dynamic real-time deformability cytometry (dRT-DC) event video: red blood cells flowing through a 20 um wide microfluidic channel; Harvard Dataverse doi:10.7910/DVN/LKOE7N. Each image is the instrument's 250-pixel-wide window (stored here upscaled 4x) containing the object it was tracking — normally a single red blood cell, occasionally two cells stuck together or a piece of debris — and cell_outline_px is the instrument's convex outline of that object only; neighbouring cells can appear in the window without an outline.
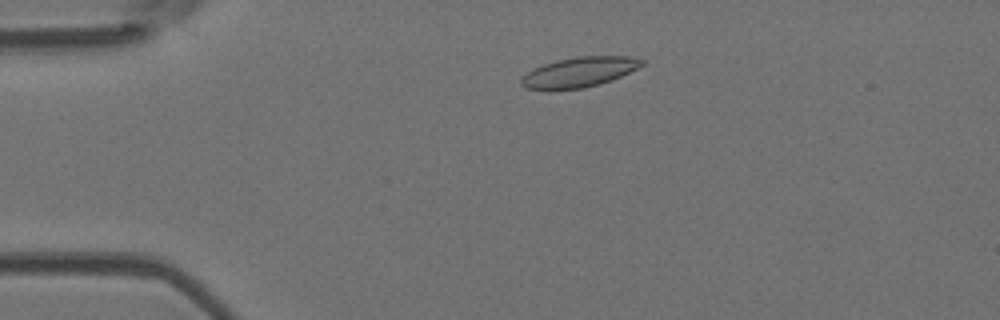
{"species": "Egyptian fruit bat (a non-hibernating species)", "species_latin": "Rousettus aegyptiacus", "temperature_condition": "room temperature", "stored_images_in_passage": 49, "camera_frame_rate_fps": 3000, "um_per_image_px": 0.085, "animal": {"sex": "female"}, "frame": {"image": 1, "passage_image": 8, "time_ms": 2.333, "image_size_px": [1000, 320], "cell_outline_px": [[644, 64], [612, 80], [600, 84], [584, 88], [548, 92], [524, 88], [520, 84], [520, 80], [528, 72], [544, 64], [556, 60], [576, 56], [628, 56], [644, 60]], "centroid_in_image_um": [49.17, 6.17], "position_along_channel_um": 35.8, "area_um2": 21.44}}
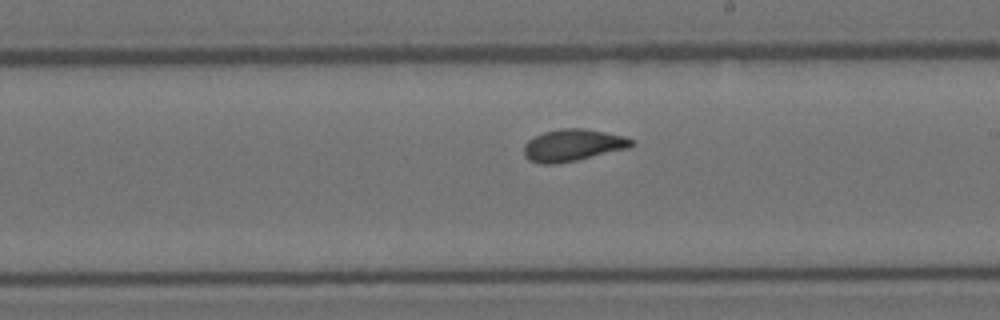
{"frame": {"image": 2, "passage_image": 27, "time_ms": 8.667, "image_size_px": [1000, 320], "cell_outline_px": [[636, 144], [628, 148], [576, 160], [552, 164], [540, 164], [528, 160], [524, 156], [524, 144], [528, 140], [544, 132], [560, 128], [584, 128], [624, 136], [636, 140]], "centroid_in_image_um": [48.69, 12.34], "position_along_channel_um": 240.3, "area_um2": 20.06}}
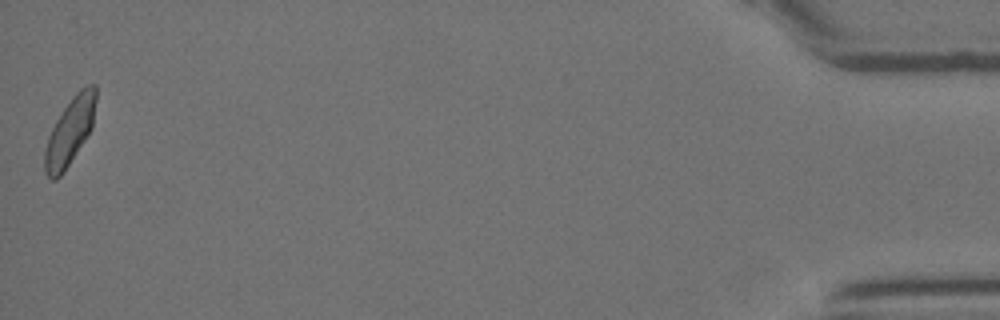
{"frame": {"image": 3, "passage_image": 49, "time_ms": 16.0, "image_size_px": [1000, 320], "cell_outline_px": [[96, 100], [92, 128], [64, 172], [56, 180], [52, 180], [44, 172], [44, 148], [48, 136], [56, 120], [72, 96], [80, 88], [88, 84], [96, 84]], "centroid_in_image_um": [5.93, 11.17], "position_along_channel_um": 429.3, "area_um2": 20.06}, "authors_computed_cell_mechanics": {"area_um2": 19.7676, "velocity_mm_per_s": 3.8603, "shape_relaxation_time_tau1_ms": 6.4174, "shape_relaxation_time_tau2_ms": 1.6236, "deformation_change_tau1": 0.1548, "deformation_change_tau2": 0.0418}}